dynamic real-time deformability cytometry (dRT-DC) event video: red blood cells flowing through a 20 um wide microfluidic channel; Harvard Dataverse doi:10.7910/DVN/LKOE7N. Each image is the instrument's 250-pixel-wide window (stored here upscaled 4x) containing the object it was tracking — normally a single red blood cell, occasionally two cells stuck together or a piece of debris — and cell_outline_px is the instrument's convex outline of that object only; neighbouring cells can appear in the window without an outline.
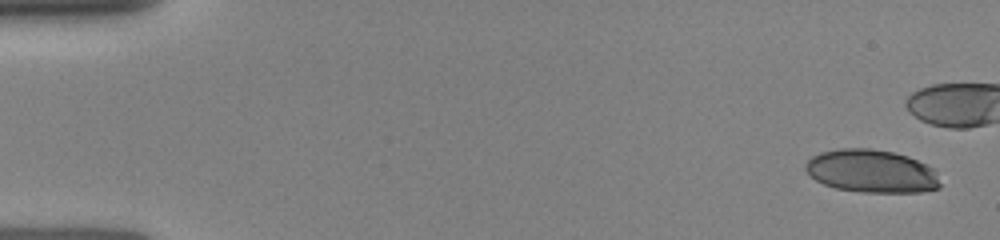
{"species": "human", "species_latin": "Homo sapiens", "temperature_condition": "room temperature", "stored_images_in_passage": 24, "camera_frame_rate_fps": 3000, "um_per_image_px": 0.085, "donor": {"sex": "female"}, "frame": {"image": 1, "passage_image": 1, "time_ms": 0.0, "image_size_px": [1000, 240], "cell_outline_px": [[940, 188], [920, 192], [860, 192], [836, 188], [824, 184], [816, 180], [804, 168], [804, 164], [812, 156], [820, 152], [840, 148], [872, 148], [892, 152], [908, 156], [932, 168], [940, 184]], "centroid_in_image_um": [74.05, 14.55], "position_along_channel_um": 11.0, "area_um2": 33.58}}